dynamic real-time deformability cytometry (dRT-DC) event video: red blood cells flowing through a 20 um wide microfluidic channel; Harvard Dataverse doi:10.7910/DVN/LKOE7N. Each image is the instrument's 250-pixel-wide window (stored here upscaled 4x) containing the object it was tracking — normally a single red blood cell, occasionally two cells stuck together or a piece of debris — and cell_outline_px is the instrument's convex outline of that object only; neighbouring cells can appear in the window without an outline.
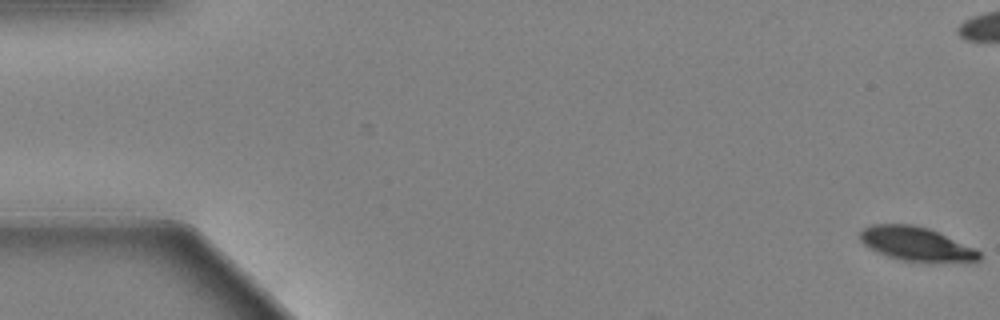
{"species": "Egyptian fruit bat (a non-hibernating species)", "species_latin": "Rousettus aegyptiacus", "temperature_condition": "warm", "stored_images_in_passage": 18, "camera_frame_rate_fps": 3000, "um_per_image_px": 0.085, "animal": {"sex": "female"}, "frame": {"image": 1, "passage_image": 1, "time_ms": 0.0, "image_size_px": [1000, 320], "cell_outline_px": [[980, 260], [904, 260], [888, 256], [868, 248], [860, 240], [860, 232], [864, 228], [872, 224], [912, 224], [928, 228], [976, 248], [980, 252]], "centroid_in_image_um": [77.82, 20.69], "position_along_channel_um": 7.2, "area_um2": 22.77}}